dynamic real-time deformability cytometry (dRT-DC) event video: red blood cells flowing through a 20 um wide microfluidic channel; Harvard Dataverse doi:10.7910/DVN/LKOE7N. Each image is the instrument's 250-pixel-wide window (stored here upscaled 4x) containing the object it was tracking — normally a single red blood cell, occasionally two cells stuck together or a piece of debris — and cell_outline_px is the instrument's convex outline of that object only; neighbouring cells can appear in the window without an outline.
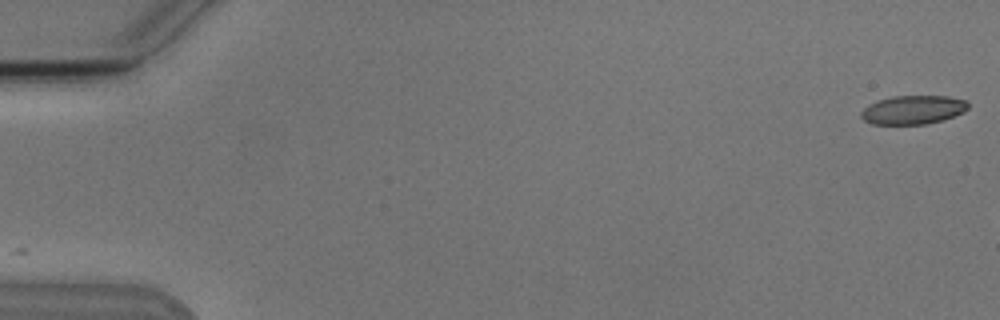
{"species": "Egyptian fruit bat (a non-hibernating species)", "species_latin": "Rousettus aegyptiacus", "temperature_condition": "cold", "stored_images_in_passage": 3, "camera_frame_rate_fps": 3000, "um_per_image_px": 0.085, "animal": {"sex": "male"}, "frame": {"image": 1, "passage_image": 1, "time_ms": 0.0, "image_size_px": [1000, 320], "cell_outline_px": [[968, 108], [964, 112], [940, 120], [924, 124], [872, 124], [864, 120], [860, 116], [860, 112], [868, 104], [876, 100], [892, 96], [948, 96], [964, 100], [968, 104]], "centroid_in_image_um": [77.55, 9.32], "position_along_channel_um": 7.4, "area_um2": 17.86}}